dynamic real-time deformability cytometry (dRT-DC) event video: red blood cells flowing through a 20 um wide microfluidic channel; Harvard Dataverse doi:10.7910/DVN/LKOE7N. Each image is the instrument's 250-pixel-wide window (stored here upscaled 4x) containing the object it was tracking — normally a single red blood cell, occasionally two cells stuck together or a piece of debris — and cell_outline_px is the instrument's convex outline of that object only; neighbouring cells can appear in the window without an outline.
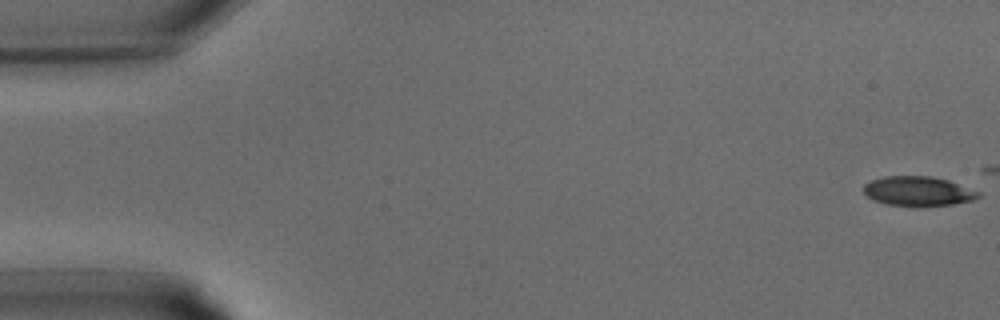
{"species": "common noctule bat (a hibernating species)", "species_latin": "Nyctalus noctula", "temperature_condition": "warm", "stored_images_in_passage": 7, "camera_frame_rate_fps": 3000, "um_per_image_px": 0.085, "animal": {"sex": "male", "body_mass_g": 15.6}, "frame": {"image": 1, "passage_image": 1, "time_ms": 0.0, "image_size_px": [1000, 320], "cell_outline_px": [[980, 196], [972, 200], [952, 204], [924, 208], [888, 204], [872, 200], [864, 192], [864, 184], [872, 180], [884, 176], [932, 176], [948, 180], [980, 192]], "centroid_in_image_um": [78.03, 16.27], "position_along_channel_um": 7.0, "area_um2": 20.0}}